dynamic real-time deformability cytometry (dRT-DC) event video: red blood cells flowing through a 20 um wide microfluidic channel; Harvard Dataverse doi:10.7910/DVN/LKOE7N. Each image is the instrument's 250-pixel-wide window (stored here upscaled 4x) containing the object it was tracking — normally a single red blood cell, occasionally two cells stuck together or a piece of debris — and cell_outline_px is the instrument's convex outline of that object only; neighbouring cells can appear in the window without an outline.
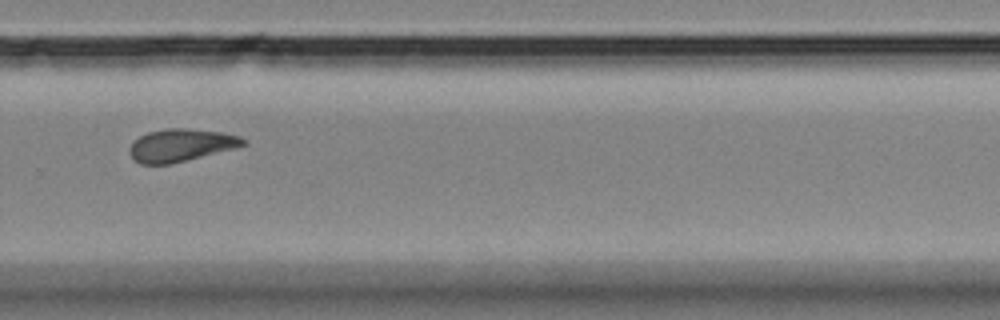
{"species": "Egyptian fruit bat (a non-hibernating species)", "species_latin": "Rousettus aegyptiacus", "temperature_condition": "room temperature", "stored_images_in_passage": 18, "camera_frame_rate_fps": 3000, "um_per_image_px": 0.085, "animal": {"sex": "female"}, "frame": {"image": 1, "passage_image": 13, "time_ms": 4.0, "image_size_px": [1000, 320], "cell_outline_px": [[248, 144], [236, 148], [188, 160], [168, 164], [140, 164], [132, 160], [128, 152], [128, 148], [140, 136], [148, 132], [168, 128], [188, 128], [220, 132], [240, 136], [248, 140]], "centroid_in_image_um": [15.39, 12.35], "position_along_channel_um": 314.4, "area_um2": 21.79}}
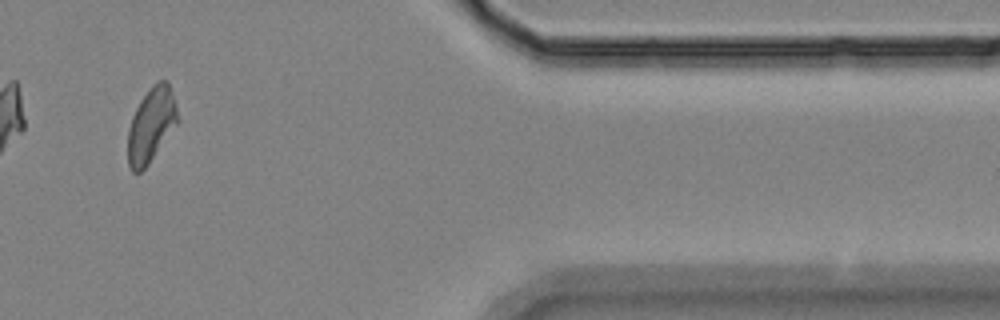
{"frame": {"image": 2, "passage_image": 16, "time_ms": 5.0, "image_size_px": [1000, 320], "cell_outline_px": [[180, 120], [148, 164], [140, 172], [132, 172], [128, 168], [128, 128], [132, 116], [140, 100], [152, 84], [160, 80], [168, 80], [176, 104]], "centroid_in_image_um": [12.85, 10.6], "position_along_channel_um": 398.5, "area_um2": 21.73}}